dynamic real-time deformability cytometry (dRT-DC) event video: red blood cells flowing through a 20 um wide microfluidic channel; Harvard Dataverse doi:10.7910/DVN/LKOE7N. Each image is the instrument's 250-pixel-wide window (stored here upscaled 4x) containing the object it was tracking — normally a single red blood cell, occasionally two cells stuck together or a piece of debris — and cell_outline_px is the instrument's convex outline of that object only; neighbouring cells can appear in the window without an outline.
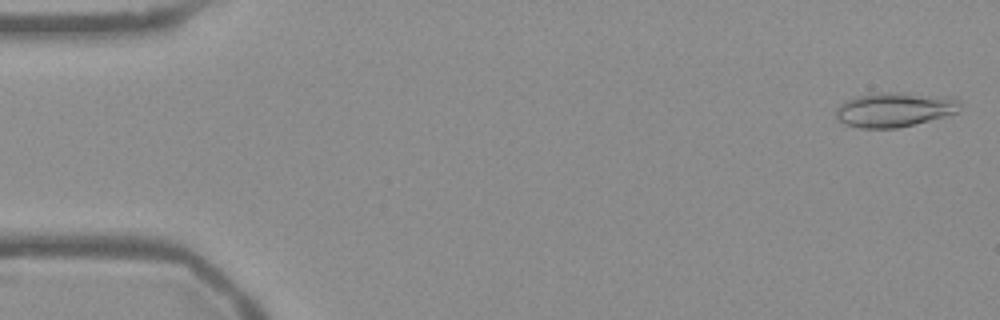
{"species": "Egyptian fruit bat (a non-hibernating species)", "species_latin": "Rousettus aegyptiacus", "temperature_condition": "warm", "stored_images_in_passage": 53, "camera_frame_rate_fps": 3000, "um_per_image_px": 0.085, "frame": {"image": 1, "passage_image": 1, "time_ms": 0.0, "image_size_px": [1000, 320], "cell_outline_px": [[960, 108], [956, 112], [944, 116], [896, 128], [860, 128], [844, 124], [836, 120], [836, 108], [844, 100], [856, 96], [880, 92], [904, 92], [952, 96], [960, 100]], "centroid_in_image_um": [76.01, 9.29], "position_along_channel_um": 9.0, "area_um2": 25.26}}
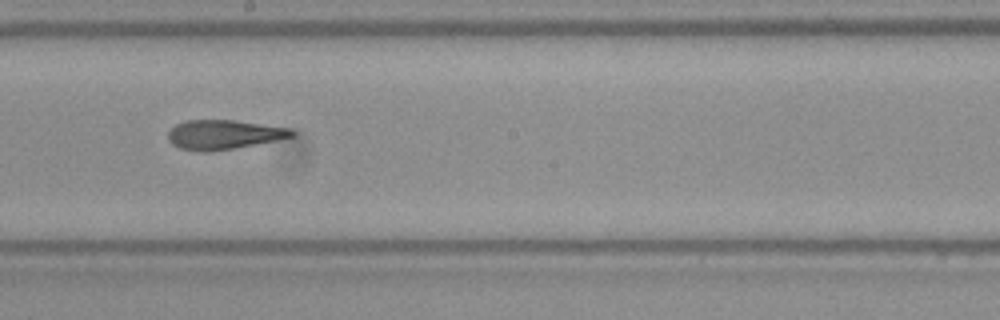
{"frame": {"image": 2, "passage_image": 29, "time_ms": 9.333, "image_size_px": [1000, 320], "cell_outline_px": [[296, 136], [276, 140], [212, 152], [200, 152], [180, 148], [172, 144], [168, 140], [168, 132], [176, 124], [184, 120], [232, 120], [292, 128], [296, 132]], "centroid_in_image_um": [19.02, 11.44], "position_along_channel_um": 229.2, "area_um2": 21.27}}
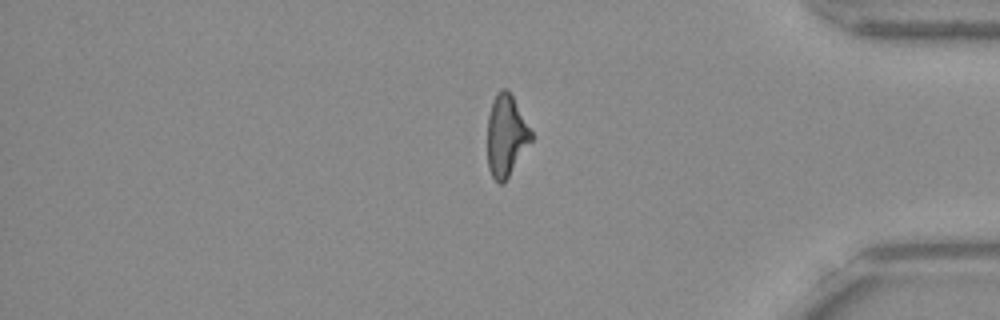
{"frame": {"image": 3, "passage_image": 44, "time_ms": 14.333, "image_size_px": [1000, 320], "cell_outline_px": [[532, 140], [504, 184], [500, 184], [492, 176], [488, 168], [488, 116], [492, 100], [496, 92], [500, 88], [508, 88], [532, 132]], "centroid_in_image_um": [43.01, 11.51], "position_along_channel_um": 392.2, "area_um2": 20.81}, "authors_computed_cell_mechanics": {"area_um2": 21.6172, "velocity_mm_per_s": 3.7906, "shape_relaxation_time_tau1_ms": null, "shape_relaxation_time_tau2_ms": 3.4177, "deformation_change_tau1": null, "deformation_change_tau2": 0.1545}}